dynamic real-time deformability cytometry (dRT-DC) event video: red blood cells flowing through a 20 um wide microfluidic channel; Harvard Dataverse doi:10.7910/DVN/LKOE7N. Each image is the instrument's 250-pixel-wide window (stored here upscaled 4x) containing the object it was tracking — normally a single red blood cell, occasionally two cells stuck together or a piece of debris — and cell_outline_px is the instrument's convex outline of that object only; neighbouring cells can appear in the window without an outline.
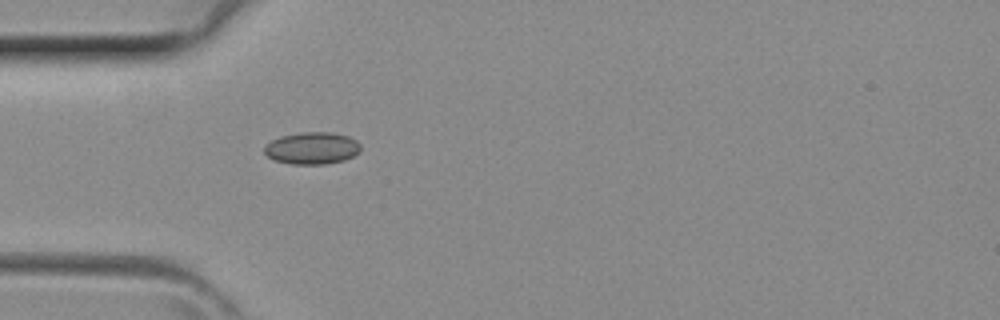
{"species": "common noctule bat (a hibernating species)", "species_latin": "Nyctalus noctula", "temperature_condition": "room temperature", "stored_images_in_passage": 2, "camera_frame_rate_fps": 3000, "um_per_image_px": 0.085, "animal": {"sex": "female", "body_mass_g": 29.2, "forearm_length_mm": 56.3}, "frame": {"image": 1, "passage_image": 2, "time_ms": 0.333, "image_size_px": [1000, 320], "cell_outline_px": [[360, 152], [344, 160], [324, 164], [292, 164], [276, 160], [268, 156], [264, 152], [264, 148], [272, 140], [280, 136], [300, 132], [332, 132], [348, 136], [356, 140], [360, 144]], "centroid_in_image_um": [26.54, 12.58], "position_along_channel_um": 58.5, "area_um2": 17.92}}